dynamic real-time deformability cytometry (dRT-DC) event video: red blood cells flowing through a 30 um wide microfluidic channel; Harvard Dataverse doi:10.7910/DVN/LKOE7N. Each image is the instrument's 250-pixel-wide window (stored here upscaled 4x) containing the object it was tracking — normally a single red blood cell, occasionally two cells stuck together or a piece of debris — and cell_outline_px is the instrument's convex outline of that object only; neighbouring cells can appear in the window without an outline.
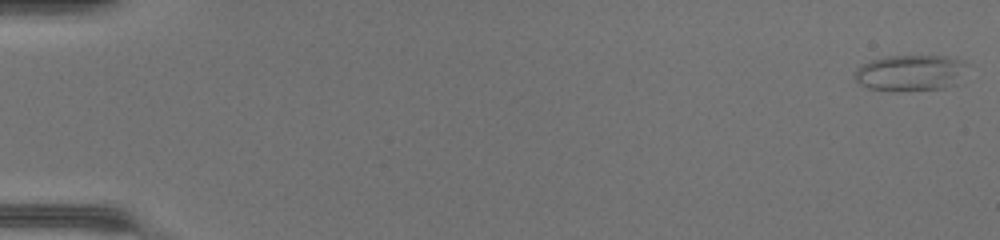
{"species": "common noctule bat (a hibernating species)", "species_latin": "Nyctalus noctula", "temperature_condition": "warm", "stored_images_in_passage": 49, "camera_frame_rate_fps": 3000, "um_per_image_px": 0.085, "animal": {"sex": "female", "body_mass_g": 17.0, "forearm_length_mm": 48.0}, "frame": {"image": 1, "passage_image": 1, "time_ms": 0.0, "image_size_px": [1000, 240], "cell_outline_px": [[964, 64], [956, 84], [944, 88], [892, 92], [868, 88], [860, 84], [856, 80], [856, 68], [860, 64], [872, 60], [888, 56], [944, 56], [960, 60]], "centroid_in_image_um": [77.29, 6.21], "position_along_channel_um": 7.7, "area_um2": 23.35}}
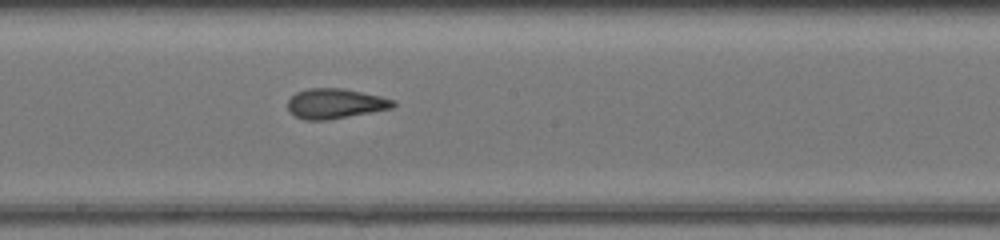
{"frame": {"image": 2, "passage_image": 28, "time_ms": 9.0, "image_size_px": [1000, 240], "cell_outline_px": [[396, 104], [392, 108], [324, 120], [304, 120], [288, 112], [288, 100], [296, 92], [308, 88], [344, 88], [380, 96], [396, 100]], "centroid_in_image_um": [28.47, 8.79], "position_along_channel_um": 219.7, "area_um2": 18.32}}
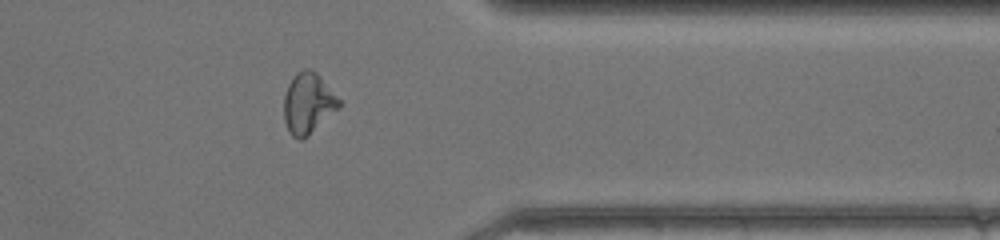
{"frame": {"image": 3, "passage_image": 40, "time_ms": 13.0, "image_size_px": [1000, 240], "cell_outline_px": [[340, 108], [308, 136], [300, 140], [296, 140], [288, 132], [284, 120], [284, 96], [288, 84], [292, 76], [296, 72], [304, 68], [308, 68], [316, 72], [320, 76], [340, 100]], "centroid_in_image_um": [26.17, 8.79], "position_along_channel_um": 385.2, "area_um2": 19.77}, "authors_computed_cell_mechanics": {"area_um2": 19.5364, "velocity_mm_per_s": 4.3775, "shape_relaxation_time_tau1_ms": 5.6347, "shape_relaxation_time_tau2_ms": 1.4997, "deformation_change_tau1": 0.2105, "deformation_change_tau2": 0.0974}}